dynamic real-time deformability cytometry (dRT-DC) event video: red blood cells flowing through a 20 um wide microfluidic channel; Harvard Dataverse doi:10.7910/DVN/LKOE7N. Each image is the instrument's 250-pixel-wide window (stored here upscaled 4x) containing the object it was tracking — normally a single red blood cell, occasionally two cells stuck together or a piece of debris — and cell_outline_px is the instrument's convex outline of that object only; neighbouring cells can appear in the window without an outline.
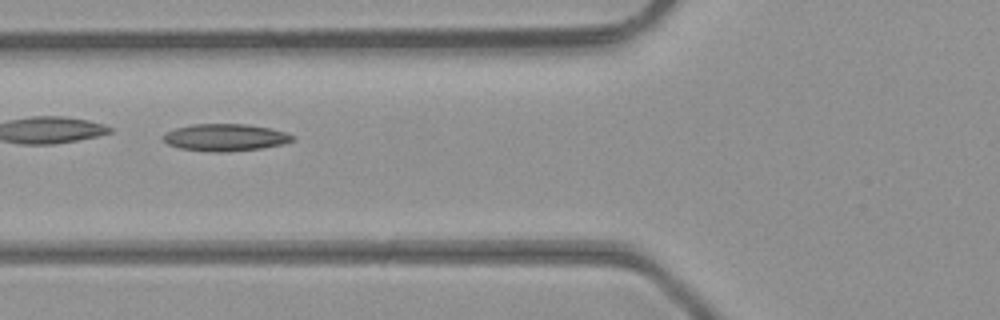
{"species": "common noctule bat (a hibernating species)", "species_latin": "Nyctalus noctula", "temperature_condition": "room temperature", "stored_images_in_passage": 3, "camera_frame_rate_fps": 3000, "um_per_image_px": 0.085, "animal": {"sex": "male", "body_mass_g": 23.1, "forearm_length_mm": 52.7}, "frame": {"image": 1, "passage_image": 2, "time_ms": 0.333, "image_size_px": [1000, 320], "cell_outline_px": [[296, 140], [284, 144], [260, 148], [228, 152], [208, 152], [180, 148], [168, 144], [160, 136], [176, 128], [192, 124], [248, 124], [272, 128], [296, 136]], "centroid_in_image_um": [19.18, 11.68], "position_along_channel_um": 106.6, "area_um2": 20.63}}
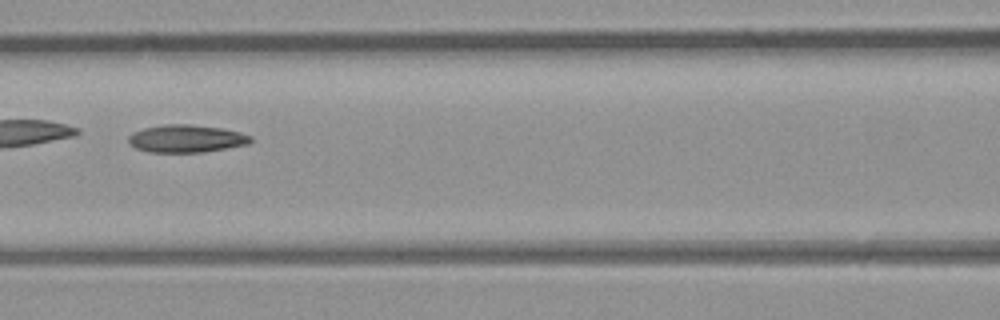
{"frame": {"image": 2, "passage_image": 3, "time_ms": 0.667, "image_size_px": [1000, 320], "cell_outline_px": [[252, 140], [248, 144], [228, 148], [204, 152], [148, 152], [136, 148], [128, 140], [128, 136], [132, 132], [144, 128], [164, 124], [192, 124], [220, 128], [240, 132], [252, 136]], "centroid_in_image_um": [15.84, 11.78], "position_along_channel_um": 150.8, "area_um2": 19.71}}